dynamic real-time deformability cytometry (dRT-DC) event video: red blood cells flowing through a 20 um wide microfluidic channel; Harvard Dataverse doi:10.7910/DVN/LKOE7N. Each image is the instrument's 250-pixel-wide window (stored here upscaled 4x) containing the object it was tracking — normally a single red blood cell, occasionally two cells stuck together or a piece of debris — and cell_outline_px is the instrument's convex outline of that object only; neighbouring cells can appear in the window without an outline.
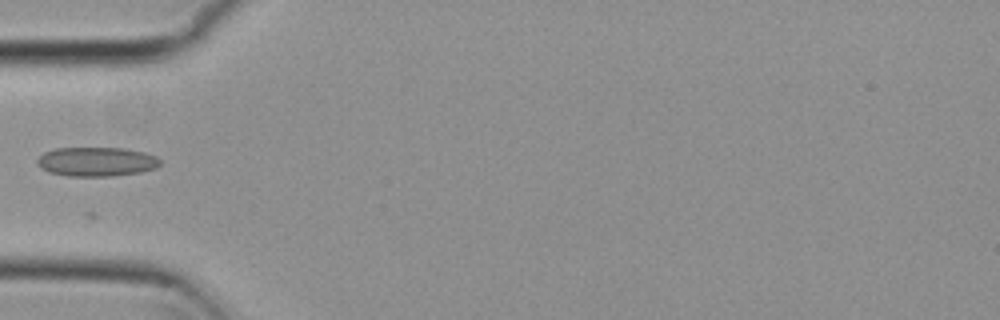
{"species": "common noctule bat (a hibernating species)", "species_latin": "Nyctalus noctula", "temperature_condition": "cold", "stored_images_in_passage": 8, "camera_frame_rate_fps": 3000, "um_per_image_px": 0.085, "animal": {"sex": "female", "body_mass_g": 29.2, "forearm_length_mm": 56.3}, "frame": {"image": 1, "passage_image": 7, "time_ms": 2.0, "image_size_px": [1000, 320], "cell_outline_px": [[160, 164], [156, 168], [140, 172], [112, 176], [68, 176], [48, 172], [40, 168], [36, 164], [36, 160], [44, 152], [56, 148], [124, 148], [144, 152], [156, 156], [160, 160]], "centroid_in_image_um": [8.18, 13.74], "position_along_channel_um": 76.8, "area_um2": 21.04}}